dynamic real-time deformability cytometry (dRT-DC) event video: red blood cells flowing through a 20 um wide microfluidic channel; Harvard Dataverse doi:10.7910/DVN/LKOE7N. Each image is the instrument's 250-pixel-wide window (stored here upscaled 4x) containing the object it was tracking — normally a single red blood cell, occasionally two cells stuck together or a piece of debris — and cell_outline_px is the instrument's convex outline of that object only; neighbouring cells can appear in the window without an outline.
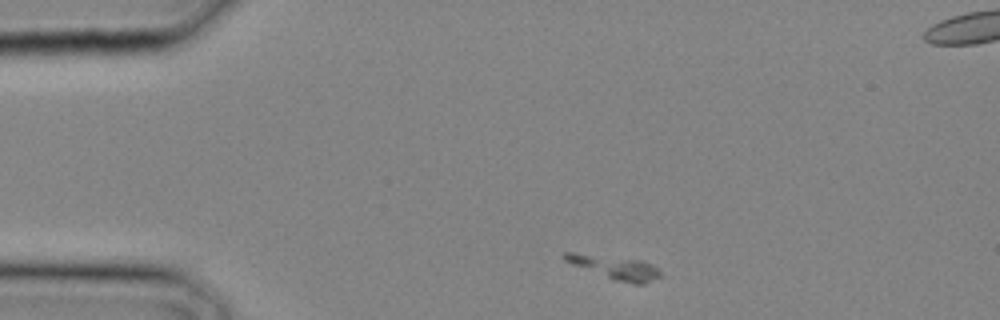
{"species": "common noctule bat (a hibernating species)", "species_latin": "Nyctalus noctula", "temperature_condition": "cold", "stored_images_in_passage": 25, "camera_frame_rate_fps": 3000, "um_per_image_px": 0.085, "animal": {"sex": "male", "body_mass_g": 20.4}, "frame": {"image": 1, "passage_image": 1, "time_ms": 0.0, "image_size_px": [1000, 320], "cell_outline_px": [[660, 276], [644, 284], [636, 284], [616, 280], [572, 264], [564, 260], [564, 252], [576, 252], [644, 260], [660, 268]], "centroid_in_image_um": [52.32, 22.7], "position_along_channel_um": 32.7, "area_um2": 13.01}}
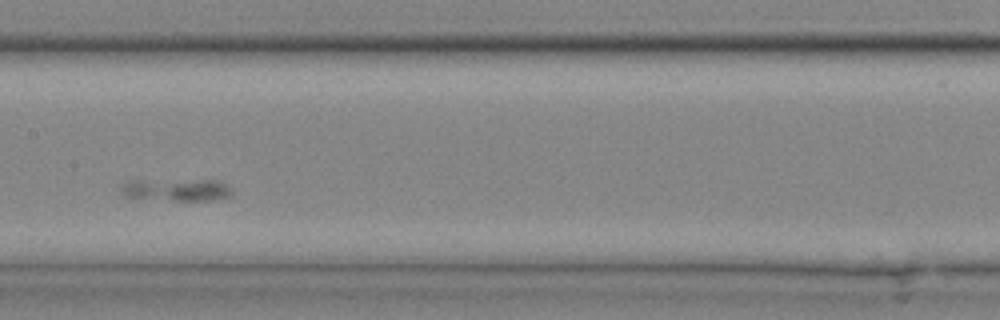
{"frame": {"image": 2, "passage_image": 11, "time_ms": 3.333, "image_size_px": [1000, 320], "cell_outline_px": [[232, 196], [212, 200], [172, 200], [124, 196], [120, 188], [128, 180], [220, 180], [232, 192]], "centroid_in_image_um": [15.01, 16.12], "position_along_channel_um": 192.4, "area_um2": 14.22}}
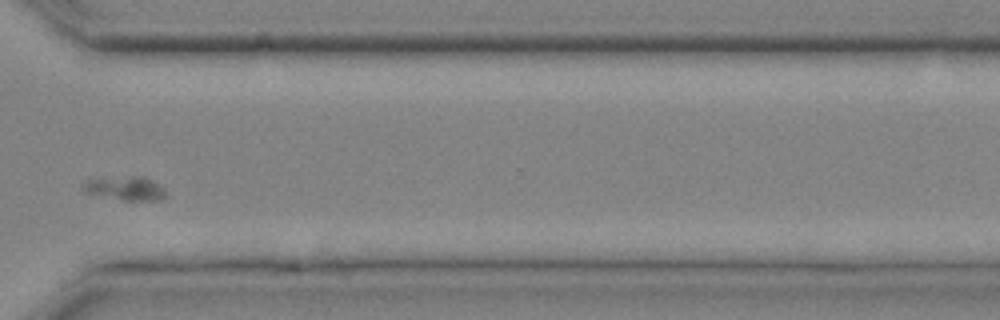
{"frame": {"image": 3, "passage_image": 19, "time_ms": 6.0, "image_size_px": [1000, 320], "cell_outline_px": [[168, 196], [160, 200], [124, 200], [84, 192], [84, 184], [88, 180], [132, 176], [144, 176], [152, 180], [164, 188]], "centroid_in_image_um": [10.76, 16.02], "position_along_channel_um": 359.8, "area_um2": 11.21}}